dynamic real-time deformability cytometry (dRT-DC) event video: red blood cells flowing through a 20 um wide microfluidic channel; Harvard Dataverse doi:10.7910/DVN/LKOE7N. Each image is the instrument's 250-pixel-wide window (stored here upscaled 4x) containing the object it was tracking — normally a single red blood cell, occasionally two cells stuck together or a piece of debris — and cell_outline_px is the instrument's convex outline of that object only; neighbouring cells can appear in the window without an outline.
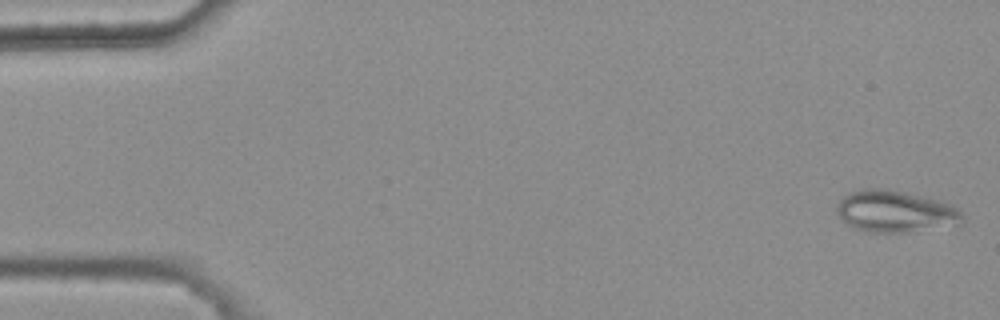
{"species": "common noctule bat (a hibernating species)", "species_latin": "Nyctalus noctula", "temperature_condition": "warm", "stored_images_in_passage": 5, "camera_frame_rate_fps": 3000, "um_per_image_px": 0.085, "animal": {"sex": "female", "body_mass_g": 25.1}, "frame": {"image": 1, "passage_image": 1, "time_ms": 0.0, "image_size_px": [1000, 320], "cell_outline_px": [[964, 224], [960, 228], [908, 232], [868, 232], [856, 228], [848, 224], [840, 216], [836, 208], [840, 200], [848, 192], [864, 188], [880, 188], [904, 192], [940, 200], [956, 208], [964, 216]], "centroid_in_image_um": [76.22, 18.0], "position_along_channel_um": 8.8, "area_um2": 31.15}}